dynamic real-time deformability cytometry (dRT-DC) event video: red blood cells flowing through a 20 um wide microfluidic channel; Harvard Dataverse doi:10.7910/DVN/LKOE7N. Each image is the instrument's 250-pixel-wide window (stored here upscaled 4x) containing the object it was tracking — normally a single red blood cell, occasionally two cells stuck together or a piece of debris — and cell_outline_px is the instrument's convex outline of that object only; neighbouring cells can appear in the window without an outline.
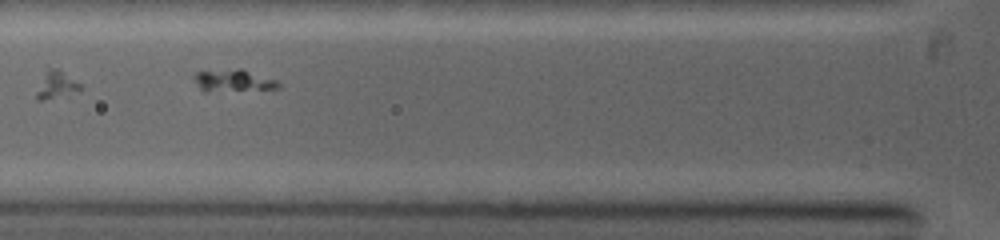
{"species": "common noctule bat (a hibernating species)", "species_latin": "Nyctalus noctula", "temperature_condition": "warm", "stored_images_in_passage": 28, "camera_frame_rate_fps": 5000, "um_per_image_px": 0.085, "animal": {"sex": "female", "body_mass_g": 19.0, "forearm_length_mm": 53.3}, "frame": {"image": 1, "passage_image": 5, "time_ms": 1.0, "image_size_px": [1000, 240], "cell_outline_px": [[280, 88], [208, 92], [204, 92], [200, 88], [192, 76], [196, 72], [236, 68], [240, 68], [276, 80], [280, 84]], "centroid_in_image_um": [19.8, 6.85], "position_along_channel_um": 106.0, "area_um2": 10.87}}
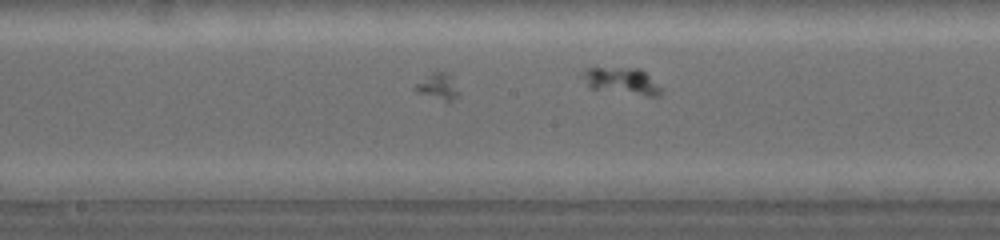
{"frame": {"image": 2, "passage_image": 13, "time_ms": 3.0, "image_size_px": [1000, 240], "cell_outline_px": [[660, 96], [648, 96], [588, 88], [580, 72], [588, 68], [640, 68], [660, 88]], "centroid_in_image_um": [52.78, 6.88], "position_along_channel_um": 195.4, "area_um2": 11.96}}
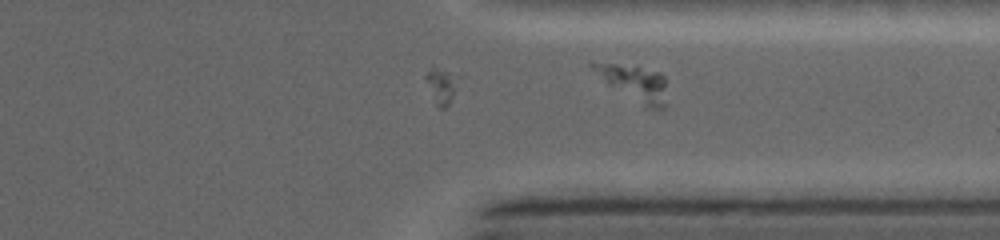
{"frame": {"image": 3, "passage_image": 28, "time_ms": 6.6, "image_size_px": [1000, 240], "cell_outline_px": [[668, 104], [664, 108], [644, 108], [608, 84], [588, 64], [616, 64], [660, 72], [664, 76]], "centroid_in_image_um": [54.03, 7.13], "position_along_channel_um": 357.4, "area_um2": 15.03}}